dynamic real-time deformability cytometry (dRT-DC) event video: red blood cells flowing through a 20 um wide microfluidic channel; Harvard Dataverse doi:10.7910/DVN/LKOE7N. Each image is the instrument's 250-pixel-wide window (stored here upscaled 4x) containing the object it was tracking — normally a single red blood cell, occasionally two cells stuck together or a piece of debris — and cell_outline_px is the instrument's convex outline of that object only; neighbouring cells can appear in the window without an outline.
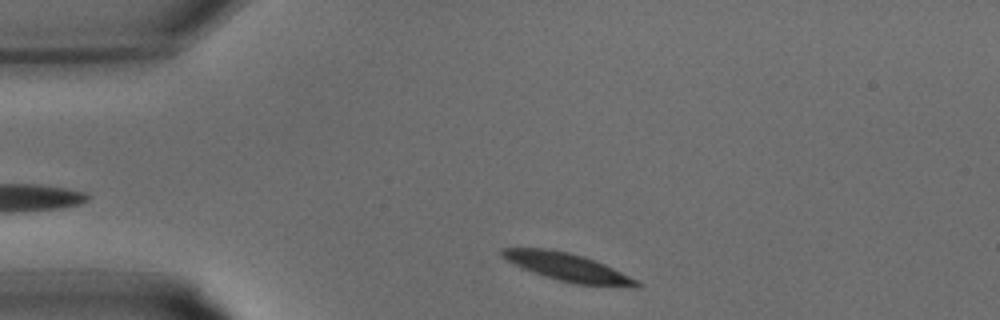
{"species": "common noctule bat (a hibernating species)", "species_latin": "Nyctalus noctula", "temperature_condition": "warm", "stored_images_in_passage": 22, "camera_frame_rate_fps": 3000, "um_per_image_px": 0.085, "animal": {"sex": "male", "body_mass_g": 15.6}, "frame": {"image": 1, "passage_image": 1, "time_ms": 0.0, "image_size_px": [1000, 320], "cell_outline_px": [[644, 284], [640, 288], [636, 288], [576, 284], [544, 276], [512, 264], [500, 256], [500, 248], [548, 248], [568, 252], [584, 256], [604, 264]], "centroid_in_image_um": [48.25, 22.72], "position_along_channel_um": 36.8, "area_um2": 22.02}}
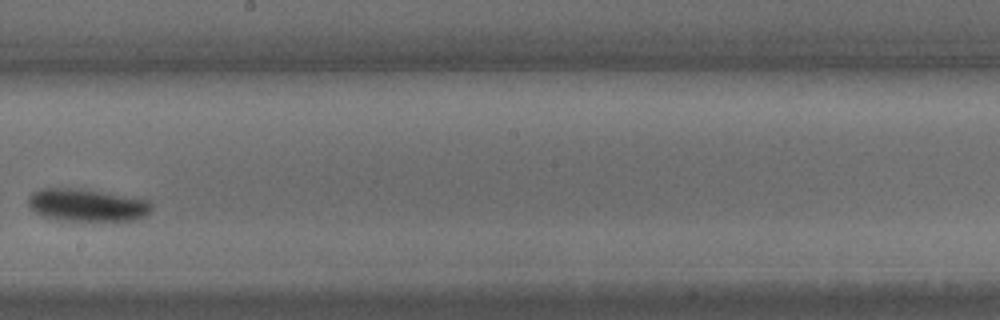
{"frame": {"image": 2, "passage_image": 13, "time_ms": 4.0, "image_size_px": [1000, 320], "cell_outline_px": [[152, 208], [144, 216], [136, 220], [60, 220], [40, 216], [28, 204], [28, 196], [32, 192], [40, 188], [80, 188], [148, 200], [152, 204]], "centroid_in_image_um": [7.35, 17.42], "position_along_channel_um": 240.9, "area_um2": 23.29}}
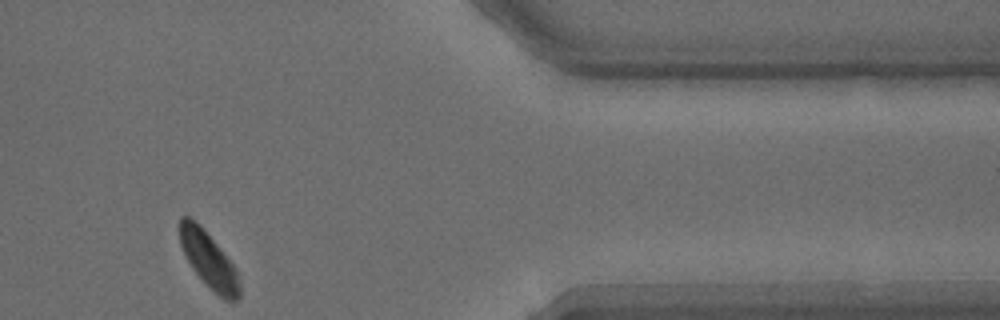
{"frame": {"image": 3, "passage_image": 22, "time_ms": 7.0, "image_size_px": [1000, 320], "cell_outline_px": [[240, 296], [236, 300], [224, 300], [192, 268], [180, 244], [180, 216], [192, 216], [200, 224], [236, 268], [240, 284]], "centroid_in_image_um": [17.75, 22.05], "position_along_channel_um": 393.7, "area_um2": 19.07}}